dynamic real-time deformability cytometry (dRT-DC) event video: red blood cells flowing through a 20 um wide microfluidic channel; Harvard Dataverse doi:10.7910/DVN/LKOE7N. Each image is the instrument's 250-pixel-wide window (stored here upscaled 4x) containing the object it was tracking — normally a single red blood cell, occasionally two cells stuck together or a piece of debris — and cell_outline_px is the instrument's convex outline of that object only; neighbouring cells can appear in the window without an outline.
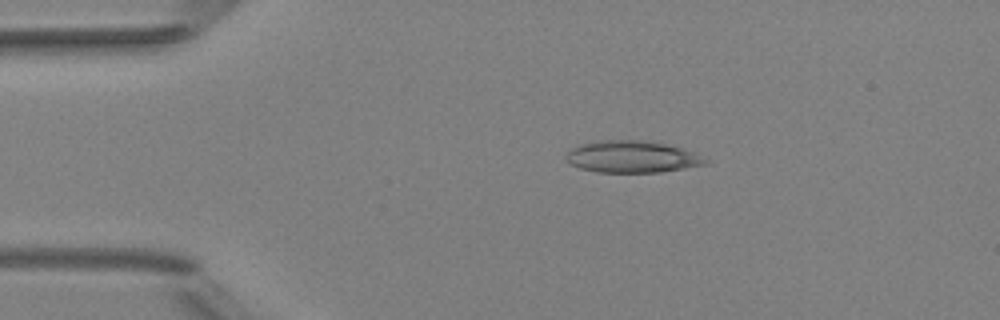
{"species": "Egyptian fruit bat (a non-hibernating species)", "species_latin": "Rousettus aegyptiacus", "temperature_condition": "room temperature", "stored_images_in_passage": 3, "camera_frame_rate_fps": 3000, "um_per_image_px": 0.085, "animal": {"sex": "female"}, "frame": {"image": 1, "passage_image": 2, "time_ms": 1.333, "image_size_px": [1000, 320], "cell_outline_px": [[708, 164], [660, 172], [596, 172], [580, 168], [568, 164], [564, 156], [572, 148], [580, 144], [604, 140], [636, 140], [664, 144], [680, 148], [692, 152], [708, 160]], "centroid_in_image_um": [53.66, 13.34], "position_along_channel_um": 31.3, "area_um2": 25.61}}